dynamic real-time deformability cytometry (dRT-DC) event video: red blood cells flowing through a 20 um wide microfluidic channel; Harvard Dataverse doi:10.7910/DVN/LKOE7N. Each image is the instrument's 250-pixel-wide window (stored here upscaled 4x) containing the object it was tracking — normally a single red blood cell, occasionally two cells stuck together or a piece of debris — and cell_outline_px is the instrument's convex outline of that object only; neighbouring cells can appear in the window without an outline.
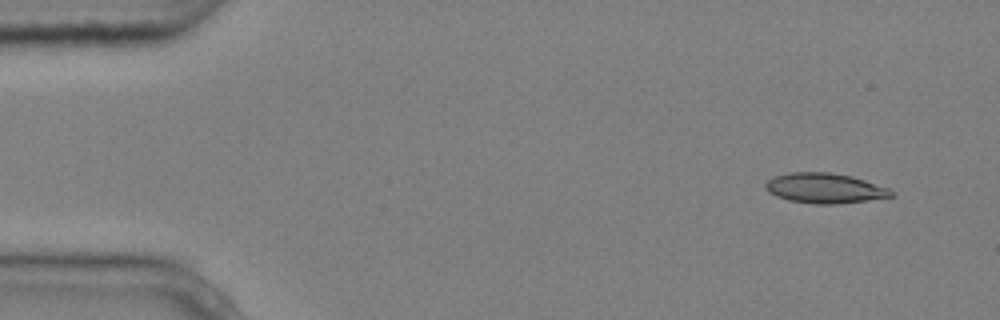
{"species": "common noctule bat (a hibernating species)", "species_latin": "Nyctalus noctula", "temperature_condition": "cold", "stored_images_in_passage": 5, "segment_of_instrument_passage": [1, 2], "camera_frame_rate_fps": 3000, "um_per_image_px": 0.085, "animal": {"sex": "male", "body_mass_g": 20.4}, "frame": {"image": 1, "passage_image": 1, "time_ms": 0.0, "image_size_px": [1000, 320], "cell_outline_px": [[896, 196], [868, 200], [836, 204], [812, 204], [788, 200], [776, 196], [768, 192], [764, 188], [764, 184], [768, 180], [776, 176], [792, 172], [832, 172], [852, 176], [888, 188], [896, 192]], "centroid_in_image_um": [70.12, 16.0], "position_along_channel_um": 14.9, "area_um2": 22.2}}